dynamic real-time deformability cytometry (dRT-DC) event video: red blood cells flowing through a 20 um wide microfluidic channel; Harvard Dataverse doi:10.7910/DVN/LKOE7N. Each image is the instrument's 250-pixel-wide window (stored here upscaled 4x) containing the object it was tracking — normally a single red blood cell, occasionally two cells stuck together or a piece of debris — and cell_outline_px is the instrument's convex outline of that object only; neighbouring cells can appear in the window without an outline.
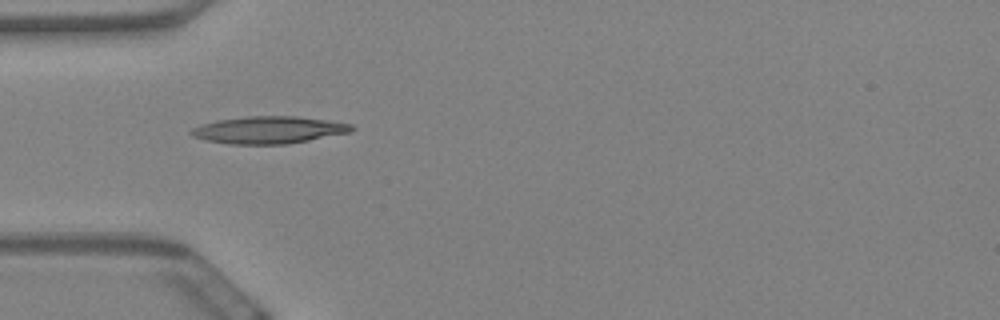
{"species": "Egyptian fruit bat (a non-hibernating species)", "species_latin": "Rousettus aegyptiacus", "temperature_condition": "warm", "stored_images_in_passage": 34, "camera_frame_rate_fps": 3000, "um_per_image_px": 0.085, "animal": {"sex": "female"}, "frame": {"image": 1, "passage_image": 1, "time_ms": 0.0, "image_size_px": [1000, 320], "cell_outline_px": [[356, 128], [352, 132], [288, 144], [232, 144], [208, 140], [192, 136], [188, 132], [192, 128], [200, 124], [216, 120], [248, 116], [296, 116], [328, 120], [352, 124]], "centroid_in_image_um": [22.87, 11.04], "position_along_channel_um": 62.1, "area_um2": 25.55}}
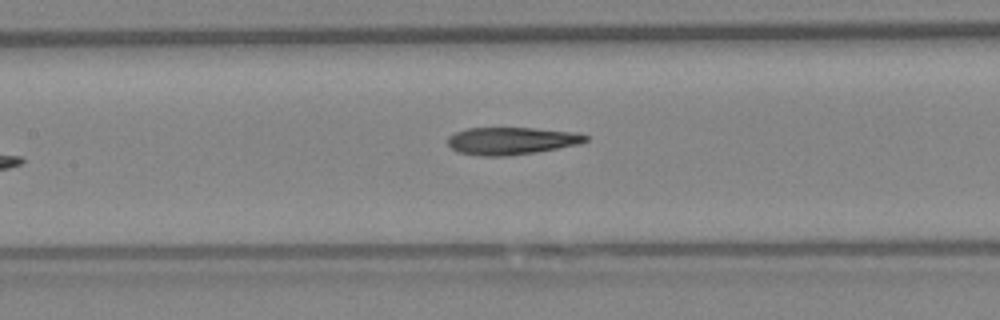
{"frame": {"image": 2, "passage_image": 10, "time_ms": 3.0, "image_size_px": [1000, 320], "cell_outline_px": [[588, 140], [580, 144], [536, 152], [504, 156], [480, 156], [456, 152], [448, 144], [448, 136], [464, 128], [536, 128], [576, 132], [588, 136]], "centroid_in_image_um": [43.46, 11.97], "position_along_channel_um": 163.9, "area_um2": 22.14}}
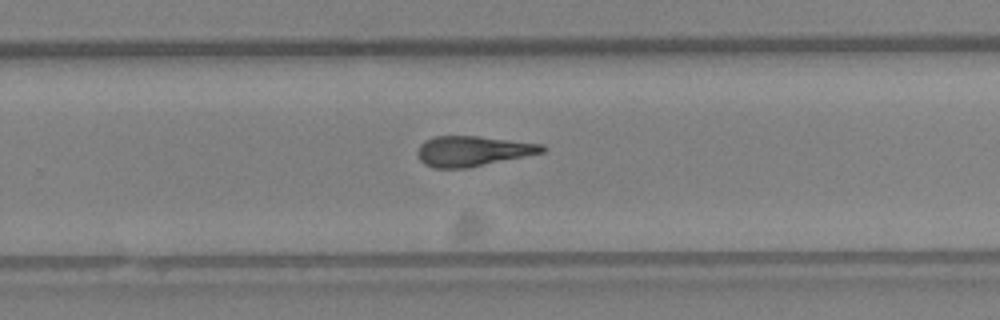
{"frame": {"image": 3, "passage_image": 21, "time_ms": 6.667, "image_size_px": [1000, 320], "cell_outline_px": [[548, 148], [544, 152], [468, 168], [436, 168], [424, 164], [416, 156], [416, 152], [420, 144], [424, 140], [436, 136], [480, 136], [544, 144]], "centroid_in_image_um": [40.17, 12.83], "position_along_channel_um": 289.6, "area_um2": 22.14}, "authors_computed_cell_mechanics": {"area_um2": 22.1374, "velocity_mm_per_s": 3.4321, "shape_relaxation_time_tau1_ms": 8.9838, "shape_relaxation_time_tau2_ms": 4.7878, "deformation_change_tau1": 0.2352, "deformation_change_tau2": 0.1658}}